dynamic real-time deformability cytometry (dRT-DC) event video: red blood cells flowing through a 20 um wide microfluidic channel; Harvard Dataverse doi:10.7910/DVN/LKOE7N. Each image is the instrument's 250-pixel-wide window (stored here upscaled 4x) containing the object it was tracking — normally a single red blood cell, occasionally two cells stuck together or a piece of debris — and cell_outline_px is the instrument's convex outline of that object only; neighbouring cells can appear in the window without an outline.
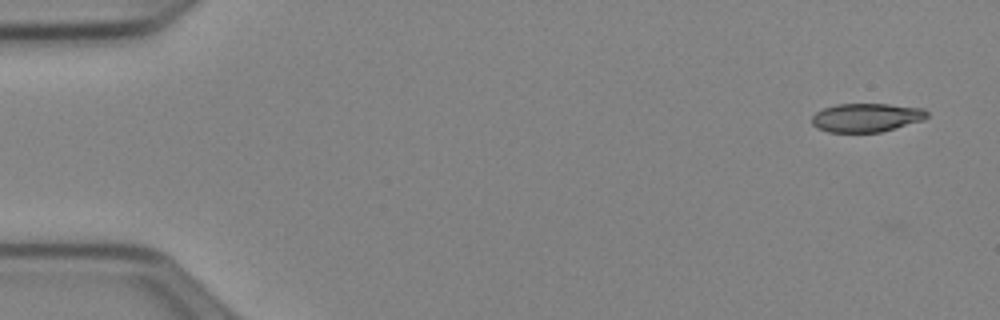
{"species": "Egyptian fruit bat (a non-hibernating species)", "species_latin": "Rousettus aegyptiacus", "temperature_condition": "cold", "stored_images_in_passage": 50, "camera_frame_rate_fps": 3000, "um_per_image_px": 0.085, "animal": {"sex": "female"}, "frame": {"image": 1, "passage_image": 1, "time_ms": 0.0, "image_size_px": [1000, 320], "cell_outline_px": [[928, 116], [924, 120], [880, 132], [828, 132], [816, 128], [812, 124], [812, 116], [816, 112], [824, 108], [836, 104], [888, 104], [924, 108], [928, 112]], "centroid_in_image_um": [73.64, 9.99], "position_along_channel_um": 11.4, "area_um2": 19.31}}
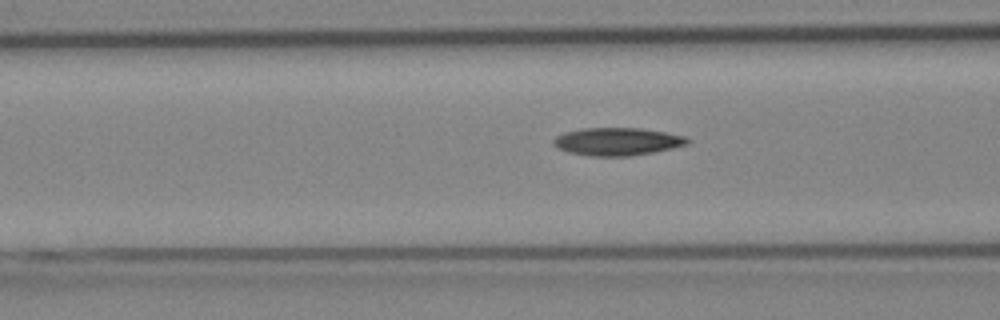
{"frame": {"image": 2, "passage_image": 19, "time_ms": 6.0, "image_size_px": [1000, 320], "cell_outline_px": [[692, 140], [688, 144], [672, 148], [632, 156], [588, 156], [568, 152], [556, 148], [552, 144], [552, 140], [556, 136], [564, 132], [584, 128], [640, 128], [664, 132], [684, 136]], "centroid_in_image_um": [52.43, 12.03], "position_along_channel_um": 114.2, "area_um2": 21.79}}
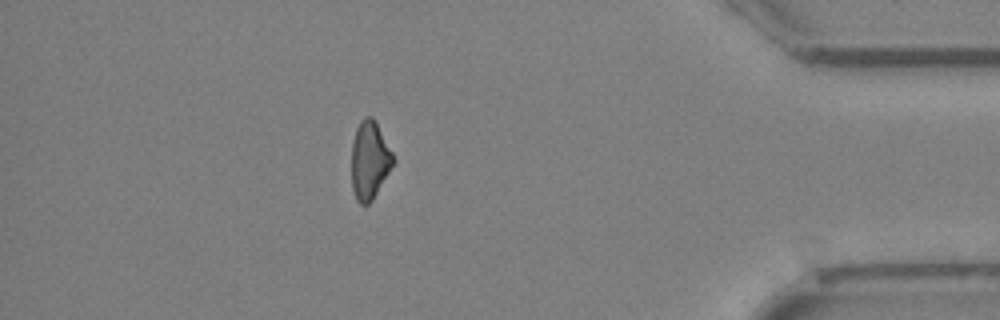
{"frame": {"image": 3, "passage_image": 44, "time_ms": 14.333, "image_size_px": [1000, 320], "cell_outline_px": [[396, 160], [372, 200], [368, 204], [360, 204], [356, 200], [352, 188], [352, 144], [356, 128], [360, 120], [364, 116], [372, 116], [376, 120]], "centroid_in_image_um": [31.42, 13.59], "position_along_channel_um": 403.8, "area_um2": 19.02}}